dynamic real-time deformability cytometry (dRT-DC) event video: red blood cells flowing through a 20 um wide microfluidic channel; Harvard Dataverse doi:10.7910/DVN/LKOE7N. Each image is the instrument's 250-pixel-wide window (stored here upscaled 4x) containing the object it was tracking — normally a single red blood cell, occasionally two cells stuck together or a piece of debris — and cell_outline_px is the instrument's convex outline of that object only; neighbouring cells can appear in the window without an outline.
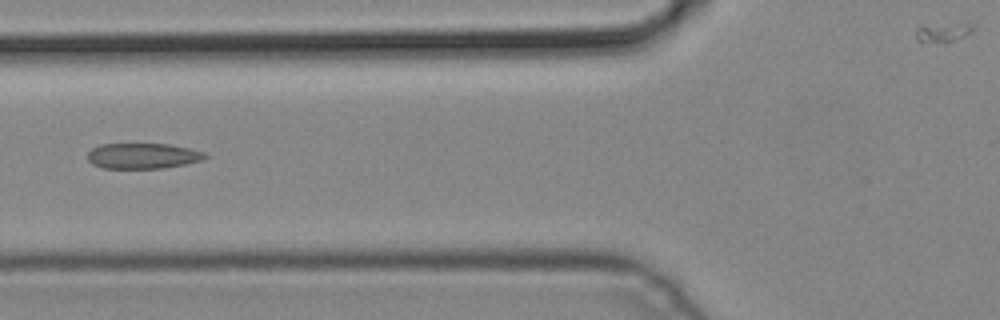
{"species": "common noctule bat (a hibernating species)", "species_latin": "Nyctalus noctula", "temperature_condition": "cold", "stored_images_in_passage": 3, "camera_frame_rate_fps": 3000, "um_per_image_px": 0.085, "animal": {"sex": "male", "body_mass_g": 19.2, "forearm_length_mm": 51.8}, "frame": {"image": 1, "passage_image": 2, "time_ms": 0.333, "image_size_px": [1000, 320], "cell_outline_px": [[208, 156], [204, 160], [164, 168], [104, 168], [92, 164], [88, 160], [88, 152], [92, 148], [100, 144], [168, 144], [188, 148], [204, 152]], "centroid_in_image_um": [12.14, 13.25], "position_along_channel_um": 113.7, "area_um2": 17.46}}
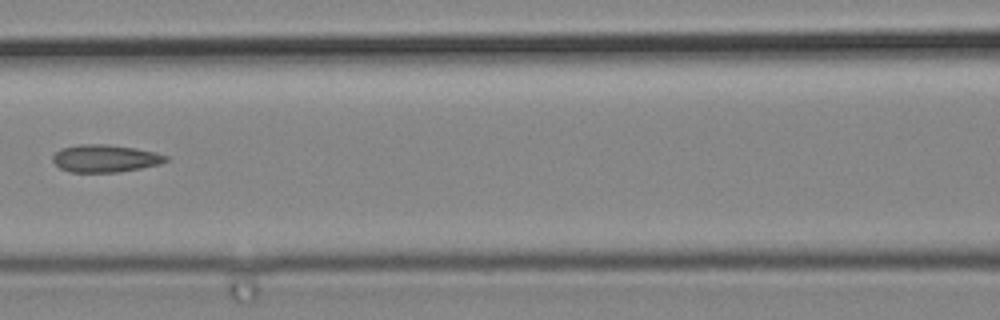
{"frame": {"image": 2, "passage_image": 3, "time_ms": 0.667, "image_size_px": [1000, 320], "cell_outline_px": [[168, 160], [160, 164], [120, 172], [68, 172], [60, 168], [52, 160], [52, 156], [60, 148], [80, 144], [108, 144], [136, 148], [156, 152], [168, 156]], "centroid_in_image_um": [8.93, 13.46], "position_along_channel_um": 157.7, "area_um2": 18.26}}